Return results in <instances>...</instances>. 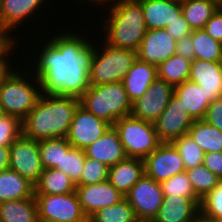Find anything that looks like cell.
<instances>
[{
    "mask_svg": "<svg viewBox=\"0 0 222 222\" xmlns=\"http://www.w3.org/2000/svg\"><path fill=\"white\" fill-rule=\"evenodd\" d=\"M214 40L222 44V8H219L203 28Z\"/></svg>",
    "mask_w": 222,
    "mask_h": 222,
    "instance_id": "ee69618b",
    "label": "cell"
},
{
    "mask_svg": "<svg viewBox=\"0 0 222 222\" xmlns=\"http://www.w3.org/2000/svg\"><path fill=\"white\" fill-rule=\"evenodd\" d=\"M75 192L88 218L98 210L117 204L125 198L108 180L97 184L76 186Z\"/></svg>",
    "mask_w": 222,
    "mask_h": 222,
    "instance_id": "2e32d148",
    "label": "cell"
},
{
    "mask_svg": "<svg viewBox=\"0 0 222 222\" xmlns=\"http://www.w3.org/2000/svg\"><path fill=\"white\" fill-rule=\"evenodd\" d=\"M165 29L176 41L192 33V29L185 20L183 14L178 16L172 23L168 24Z\"/></svg>",
    "mask_w": 222,
    "mask_h": 222,
    "instance_id": "7bdbcfd3",
    "label": "cell"
},
{
    "mask_svg": "<svg viewBox=\"0 0 222 222\" xmlns=\"http://www.w3.org/2000/svg\"><path fill=\"white\" fill-rule=\"evenodd\" d=\"M81 36L61 31L44 42L31 73L38 78L42 94L80 98L90 87L93 44Z\"/></svg>",
    "mask_w": 222,
    "mask_h": 222,
    "instance_id": "6da1fadb",
    "label": "cell"
},
{
    "mask_svg": "<svg viewBox=\"0 0 222 222\" xmlns=\"http://www.w3.org/2000/svg\"><path fill=\"white\" fill-rule=\"evenodd\" d=\"M100 50L93 44V56L89 71L90 85L121 82L137 59V51L112 47L107 43ZM96 46V47H95Z\"/></svg>",
    "mask_w": 222,
    "mask_h": 222,
    "instance_id": "8992f818",
    "label": "cell"
},
{
    "mask_svg": "<svg viewBox=\"0 0 222 222\" xmlns=\"http://www.w3.org/2000/svg\"><path fill=\"white\" fill-rule=\"evenodd\" d=\"M135 210L124 198L114 205L98 210L88 218V222H137Z\"/></svg>",
    "mask_w": 222,
    "mask_h": 222,
    "instance_id": "d6a6232c",
    "label": "cell"
},
{
    "mask_svg": "<svg viewBox=\"0 0 222 222\" xmlns=\"http://www.w3.org/2000/svg\"><path fill=\"white\" fill-rule=\"evenodd\" d=\"M139 220H154L164 201L160 183L144 174L125 195Z\"/></svg>",
    "mask_w": 222,
    "mask_h": 222,
    "instance_id": "30bf717a",
    "label": "cell"
},
{
    "mask_svg": "<svg viewBox=\"0 0 222 222\" xmlns=\"http://www.w3.org/2000/svg\"><path fill=\"white\" fill-rule=\"evenodd\" d=\"M35 186L16 171L6 169L0 172V202L31 198Z\"/></svg>",
    "mask_w": 222,
    "mask_h": 222,
    "instance_id": "d4e9b609",
    "label": "cell"
},
{
    "mask_svg": "<svg viewBox=\"0 0 222 222\" xmlns=\"http://www.w3.org/2000/svg\"><path fill=\"white\" fill-rule=\"evenodd\" d=\"M111 126L110 123L96 117L79 104L74 112L66 138L72 147L85 150L102 137Z\"/></svg>",
    "mask_w": 222,
    "mask_h": 222,
    "instance_id": "8fae6325",
    "label": "cell"
},
{
    "mask_svg": "<svg viewBox=\"0 0 222 222\" xmlns=\"http://www.w3.org/2000/svg\"><path fill=\"white\" fill-rule=\"evenodd\" d=\"M79 99L82 107L112 126L118 119L130 115L132 110L122 82L90 85Z\"/></svg>",
    "mask_w": 222,
    "mask_h": 222,
    "instance_id": "5b68a950",
    "label": "cell"
},
{
    "mask_svg": "<svg viewBox=\"0 0 222 222\" xmlns=\"http://www.w3.org/2000/svg\"><path fill=\"white\" fill-rule=\"evenodd\" d=\"M203 120L222 131V98H218L209 104Z\"/></svg>",
    "mask_w": 222,
    "mask_h": 222,
    "instance_id": "60d3db41",
    "label": "cell"
},
{
    "mask_svg": "<svg viewBox=\"0 0 222 222\" xmlns=\"http://www.w3.org/2000/svg\"><path fill=\"white\" fill-rule=\"evenodd\" d=\"M145 174L161 183L185 171L179 152L172 143L162 142L144 159Z\"/></svg>",
    "mask_w": 222,
    "mask_h": 222,
    "instance_id": "4fadbf2b",
    "label": "cell"
},
{
    "mask_svg": "<svg viewBox=\"0 0 222 222\" xmlns=\"http://www.w3.org/2000/svg\"><path fill=\"white\" fill-rule=\"evenodd\" d=\"M191 37L196 59L222 61V44L214 40L204 29L192 30Z\"/></svg>",
    "mask_w": 222,
    "mask_h": 222,
    "instance_id": "4dcf8cb0",
    "label": "cell"
},
{
    "mask_svg": "<svg viewBox=\"0 0 222 222\" xmlns=\"http://www.w3.org/2000/svg\"><path fill=\"white\" fill-rule=\"evenodd\" d=\"M76 184L56 168L44 169L35 185V195H61L75 192Z\"/></svg>",
    "mask_w": 222,
    "mask_h": 222,
    "instance_id": "484cf974",
    "label": "cell"
},
{
    "mask_svg": "<svg viewBox=\"0 0 222 222\" xmlns=\"http://www.w3.org/2000/svg\"><path fill=\"white\" fill-rule=\"evenodd\" d=\"M176 44L166 29L147 30L137 50V58L157 67L176 54Z\"/></svg>",
    "mask_w": 222,
    "mask_h": 222,
    "instance_id": "9a60e30c",
    "label": "cell"
},
{
    "mask_svg": "<svg viewBox=\"0 0 222 222\" xmlns=\"http://www.w3.org/2000/svg\"><path fill=\"white\" fill-rule=\"evenodd\" d=\"M174 95L182 101V105L194 121L204 119L210 103L202 87L193 81L186 80L174 86Z\"/></svg>",
    "mask_w": 222,
    "mask_h": 222,
    "instance_id": "cb8c5ba5",
    "label": "cell"
},
{
    "mask_svg": "<svg viewBox=\"0 0 222 222\" xmlns=\"http://www.w3.org/2000/svg\"><path fill=\"white\" fill-rule=\"evenodd\" d=\"M200 219L205 222H222V181L201 200Z\"/></svg>",
    "mask_w": 222,
    "mask_h": 222,
    "instance_id": "d590c367",
    "label": "cell"
},
{
    "mask_svg": "<svg viewBox=\"0 0 222 222\" xmlns=\"http://www.w3.org/2000/svg\"><path fill=\"white\" fill-rule=\"evenodd\" d=\"M199 198L164 196L155 222H197L200 220Z\"/></svg>",
    "mask_w": 222,
    "mask_h": 222,
    "instance_id": "e0dca14e",
    "label": "cell"
},
{
    "mask_svg": "<svg viewBox=\"0 0 222 222\" xmlns=\"http://www.w3.org/2000/svg\"><path fill=\"white\" fill-rule=\"evenodd\" d=\"M39 222H88L76 192L61 195H34Z\"/></svg>",
    "mask_w": 222,
    "mask_h": 222,
    "instance_id": "ba28073f",
    "label": "cell"
},
{
    "mask_svg": "<svg viewBox=\"0 0 222 222\" xmlns=\"http://www.w3.org/2000/svg\"><path fill=\"white\" fill-rule=\"evenodd\" d=\"M193 186L196 196L202 200L221 181L213 172L203 164L195 168L185 170Z\"/></svg>",
    "mask_w": 222,
    "mask_h": 222,
    "instance_id": "836d02e7",
    "label": "cell"
},
{
    "mask_svg": "<svg viewBox=\"0 0 222 222\" xmlns=\"http://www.w3.org/2000/svg\"><path fill=\"white\" fill-rule=\"evenodd\" d=\"M176 54L187 60L193 61L195 59V51L193 48L191 35L177 40Z\"/></svg>",
    "mask_w": 222,
    "mask_h": 222,
    "instance_id": "bcb514c9",
    "label": "cell"
},
{
    "mask_svg": "<svg viewBox=\"0 0 222 222\" xmlns=\"http://www.w3.org/2000/svg\"><path fill=\"white\" fill-rule=\"evenodd\" d=\"M1 222H39L35 197L0 202Z\"/></svg>",
    "mask_w": 222,
    "mask_h": 222,
    "instance_id": "4316f807",
    "label": "cell"
},
{
    "mask_svg": "<svg viewBox=\"0 0 222 222\" xmlns=\"http://www.w3.org/2000/svg\"><path fill=\"white\" fill-rule=\"evenodd\" d=\"M137 222H155L154 220H138Z\"/></svg>",
    "mask_w": 222,
    "mask_h": 222,
    "instance_id": "f5cc1de1",
    "label": "cell"
},
{
    "mask_svg": "<svg viewBox=\"0 0 222 222\" xmlns=\"http://www.w3.org/2000/svg\"><path fill=\"white\" fill-rule=\"evenodd\" d=\"M179 152L185 166V170L195 168L203 164L204 152L194 142V140L185 134L171 142Z\"/></svg>",
    "mask_w": 222,
    "mask_h": 222,
    "instance_id": "e575fe53",
    "label": "cell"
},
{
    "mask_svg": "<svg viewBox=\"0 0 222 222\" xmlns=\"http://www.w3.org/2000/svg\"><path fill=\"white\" fill-rule=\"evenodd\" d=\"M182 14L192 30L203 29L219 7L209 0H181Z\"/></svg>",
    "mask_w": 222,
    "mask_h": 222,
    "instance_id": "83f0119b",
    "label": "cell"
},
{
    "mask_svg": "<svg viewBox=\"0 0 222 222\" xmlns=\"http://www.w3.org/2000/svg\"><path fill=\"white\" fill-rule=\"evenodd\" d=\"M4 115H5V114H4L2 105L0 104V118L3 117Z\"/></svg>",
    "mask_w": 222,
    "mask_h": 222,
    "instance_id": "816d5d0a",
    "label": "cell"
},
{
    "mask_svg": "<svg viewBox=\"0 0 222 222\" xmlns=\"http://www.w3.org/2000/svg\"><path fill=\"white\" fill-rule=\"evenodd\" d=\"M173 94L174 87L157 78L146 93L132 103L131 115L153 123L165 110Z\"/></svg>",
    "mask_w": 222,
    "mask_h": 222,
    "instance_id": "5bb4252c",
    "label": "cell"
},
{
    "mask_svg": "<svg viewBox=\"0 0 222 222\" xmlns=\"http://www.w3.org/2000/svg\"><path fill=\"white\" fill-rule=\"evenodd\" d=\"M203 165L222 181V152L204 153Z\"/></svg>",
    "mask_w": 222,
    "mask_h": 222,
    "instance_id": "f6af8a7d",
    "label": "cell"
},
{
    "mask_svg": "<svg viewBox=\"0 0 222 222\" xmlns=\"http://www.w3.org/2000/svg\"><path fill=\"white\" fill-rule=\"evenodd\" d=\"M191 60L174 54L157 66L158 79L166 81L173 87L189 80Z\"/></svg>",
    "mask_w": 222,
    "mask_h": 222,
    "instance_id": "f546056e",
    "label": "cell"
},
{
    "mask_svg": "<svg viewBox=\"0 0 222 222\" xmlns=\"http://www.w3.org/2000/svg\"><path fill=\"white\" fill-rule=\"evenodd\" d=\"M11 63H0V85L4 81V79L9 75V73L14 70L11 67Z\"/></svg>",
    "mask_w": 222,
    "mask_h": 222,
    "instance_id": "c3c4849f",
    "label": "cell"
},
{
    "mask_svg": "<svg viewBox=\"0 0 222 222\" xmlns=\"http://www.w3.org/2000/svg\"><path fill=\"white\" fill-rule=\"evenodd\" d=\"M44 2L46 3L45 0H2L0 28L11 34L10 32H14L13 29L19 28L18 25H23L22 23L29 20L30 16L33 18V14L42 9Z\"/></svg>",
    "mask_w": 222,
    "mask_h": 222,
    "instance_id": "ffe728a7",
    "label": "cell"
},
{
    "mask_svg": "<svg viewBox=\"0 0 222 222\" xmlns=\"http://www.w3.org/2000/svg\"><path fill=\"white\" fill-rule=\"evenodd\" d=\"M188 134L204 153L222 152V131L204 120L194 121Z\"/></svg>",
    "mask_w": 222,
    "mask_h": 222,
    "instance_id": "f1b7e54d",
    "label": "cell"
},
{
    "mask_svg": "<svg viewBox=\"0 0 222 222\" xmlns=\"http://www.w3.org/2000/svg\"><path fill=\"white\" fill-rule=\"evenodd\" d=\"M143 9L147 30L165 29L182 14L181 0H137Z\"/></svg>",
    "mask_w": 222,
    "mask_h": 222,
    "instance_id": "d6986e66",
    "label": "cell"
},
{
    "mask_svg": "<svg viewBox=\"0 0 222 222\" xmlns=\"http://www.w3.org/2000/svg\"><path fill=\"white\" fill-rule=\"evenodd\" d=\"M86 157L106 164L108 167L116 165L127 156L113 126L93 144L85 149Z\"/></svg>",
    "mask_w": 222,
    "mask_h": 222,
    "instance_id": "7402d4cb",
    "label": "cell"
},
{
    "mask_svg": "<svg viewBox=\"0 0 222 222\" xmlns=\"http://www.w3.org/2000/svg\"><path fill=\"white\" fill-rule=\"evenodd\" d=\"M157 78V67L137 58L121 82L133 103L146 93Z\"/></svg>",
    "mask_w": 222,
    "mask_h": 222,
    "instance_id": "44dd1931",
    "label": "cell"
},
{
    "mask_svg": "<svg viewBox=\"0 0 222 222\" xmlns=\"http://www.w3.org/2000/svg\"><path fill=\"white\" fill-rule=\"evenodd\" d=\"M109 167L95 159L85 158L83 171L76 186L97 184L108 180Z\"/></svg>",
    "mask_w": 222,
    "mask_h": 222,
    "instance_id": "f35d334b",
    "label": "cell"
},
{
    "mask_svg": "<svg viewBox=\"0 0 222 222\" xmlns=\"http://www.w3.org/2000/svg\"><path fill=\"white\" fill-rule=\"evenodd\" d=\"M22 134V122L9 115L0 118V145L11 146Z\"/></svg>",
    "mask_w": 222,
    "mask_h": 222,
    "instance_id": "ab89813d",
    "label": "cell"
},
{
    "mask_svg": "<svg viewBox=\"0 0 222 222\" xmlns=\"http://www.w3.org/2000/svg\"><path fill=\"white\" fill-rule=\"evenodd\" d=\"M85 158V150L71 147L67 153H63L60 168L56 169H59L60 171L68 175L76 184L81 178Z\"/></svg>",
    "mask_w": 222,
    "mask_h": 222,
    "instance_id": "8d00e7d4",
    "label": "cell"
},
{
    "mask_svg": "<svg viewBox=\"0 0 222 222\" xmlns=\"http://www.w3.org/2000/svg\"><path fill=\"white\" fill-rule=\"evenodd\" d=\"M209 1L215 3L219 8H222V0H209Z\"/></svg>",
    "mask_w": 222,
    "mask_h": 222,
    "instance_id": "f907efd6",
    "label": "cell"
},
{
    "mask_svg": "<svg viewBox=\"0 0 222 222\" xmlns=\"http://www.w3.org/2000/svg\"><path fill=\"white\" fill-rule=\"evenodd\" d=\"M80 99L42 94L22 121V134L35 141L66 137Z\"/></svg>",
    "mask_w": 222,
    "mask_h": 222,
    "instance_id": "7a4b0ae2",
    "label": "cell"
},
{
    "mask_svg": "<svg viewBox=\"0 0 222 222\" xmlns=\"http://www.w3.org/2000/svg\"><path fill=\"white\" fill-rule=\"evenodd\" d=\"M9 169L16 171L35 186L44 171L39 141L21 134L10 146Z\"/></svg>",
    "mask_w": 222,
    "mask_h": 222,
    "instance_id": "9c48e42d",
    "label": "cell"
},
{
    "mask_svg": "<svg viewBox=\"0 0 222 222\" xmlns=\"http://www.w3.org/2000/svg\"><path fill=\"white\" fill-rule=\"evenodd\" d=\"M8 33L9 32L0 28V63H12L9 62L11 60H9L8 55L11 52L9 56H13V50H16L14 46H16L17 40H15V37L13 38L15 35L10 36L11 34Z\"/></svg>",
    "mask_w": 222,
    "mask_h": 222,
    "instance_id": "b9f144b4",
    "label": "cell"
},
{
    "mask_svg": "<svg viewBox=\"0 0 222 222\" xmlns=\"http://www.w3.org/2000/svg\"><path fill=\"white\" fill-rule=\"evenodd\" d=\"M16 71L12 70L0 85V104L5 115L22 122L39 101L42 88L35 75L29 78L30 74L26 77L25 71L24 74L19 73V68Z\"/></svg>",
    "mask_w": 222,
    "mask_h": 222,
    "instance_id": "277c9868",
    "label": "cell"
},
{
    "mask_svg": "<svg viewBox=\"0 0 222 222\" xmlns=\"http://www.w3.org/2000/svg\"><path fill=\"white\" fill-rule=\"evenodd\" d=\"M71 147L66 137L39 141L40 158L43 168H60L63 153H67Z\"/></svg>",
    "mask_w": 222,
    "mask_h": 222,
    "instance_id": "1f68e13d",
    "label": "cell"
},
{
    "mask_svg": "<svg viewBox=\"0 0 222 222\" xmlns=\"http://www.w3.org/2000/svg\"><path fill=\"white\" fill-rule=\"evenodd\" d=\"M164 196H181L186 198H198L186 171L160 183Z\"/></svg>",
    "mask_w": 222,
    "mask_h": 222,
    "instance_id": "74e56055",
    "label": "cell"
},
{
    "mask_svg": "<svg viewBox=\"0 0 222 222\" xmlns=\"http://www.w3.org/2000/svg\"><path fill=\"white\" fill-rule=\"evenodd\" d=\"M108 3L110 13L103 21L106 34L101 41L112 47L137 51L147 31L141 4L137 0H111L106 2L107 6Z\"/></svg>",
    "mask_w": 222,
    "mask_h": 222,
    "instance_id": "3957f363",
    "label": "cell"
},
{
    "mask_svg": "<svg viewBox=\"0 0 222 222\" xmlns=\"http://www.w3.org/2000/svg\"><path fill=\"white\" fill-rule=\"evenodd\" d=\"M113 127L127 157L144 160L162 143L152 122L133 117L131 114L118 119Z\"/></svg>",
    "mask_w": 222,
    "mask_h": 222,
    "instance_id": "52a82bcc",
    "label": "cell"
},
{
    "mask_svg": "<svg viewBox=\"0 0 222 222\" xmlns=\"http://www.w3.org/2000/svg\"><path fill=\"white\" fill-rule=\"evenodd\" d=\"M189 80L202 87L209 103L222 98L221 62H211L195 58L191 61Z\"/></svg>",
    "mask_w": 222,
    "mask_h": 222,
    "instance_id": "ac0fdd59",
    "label": "cell"
},
{
    "mask_svg": "<svg viewBox=\"0 0 222 222\" xmlns=\"http://www.w3.org/2000/svg\"><path fill=\"white\" fill-rule=\"evenodd\" d=\"M144 174L143 159L126 157L109 167L108 181L125 196Z\"/></svg>",
    "mask_w": 222,
    "mask_h": 222,
    "instance_id": "603a6c76",
    "label": "cell"
},
{
    "mask_svg": "<svg viewBox=\"0 0 222 222\" xmlns=\"http://www.w3.org/2000/svg\"><path fill=\"white\" fill-rule=\"evenodd\" d=\"M193 122L182 101L173 94L165 110L153 124L160 141L171 143L174 139L188 134Z\"/></svg>",
    "mask_w": 222,
    "mask_h": 222,
    "instance_id": "7c38bea8",
    "label": "cell"
},
{
    "mask_svg": "<svg viewBox=\"0 0 222 222\" xmlns=\"http://www.w3.org/2000/svg\"><path fill=\"white\" fill-rule=\"evenodd\" d=\"M10 146L0 145V172L9 169Z\"/></svg>",
    "mask_w": 222,
    "mask_h": 222,
    "instance_id": "7dc6e473",
    "label": "cell"
},
{
    "mask_svg": "<svg viewBox=\"0 0 222 222\" xmlns=\"http://www.w3.org/2000/svg\"><path fill=\"white\" fill-rule=\"evenodd\" d=\"M79 1V0H78ZM81 2L83 1L84 3L86 2V3H96V2H98L96 5H99L100 4V6L103 4V3H106L107 2V0H80ZM100 2V3H99ZM102 3V4H101Z\"/></svg>",
    "mask_w": 222,
    "mask_h": 222,
    "instance_id": "681fc988",
    "label": "cell"
}]
</instances>
